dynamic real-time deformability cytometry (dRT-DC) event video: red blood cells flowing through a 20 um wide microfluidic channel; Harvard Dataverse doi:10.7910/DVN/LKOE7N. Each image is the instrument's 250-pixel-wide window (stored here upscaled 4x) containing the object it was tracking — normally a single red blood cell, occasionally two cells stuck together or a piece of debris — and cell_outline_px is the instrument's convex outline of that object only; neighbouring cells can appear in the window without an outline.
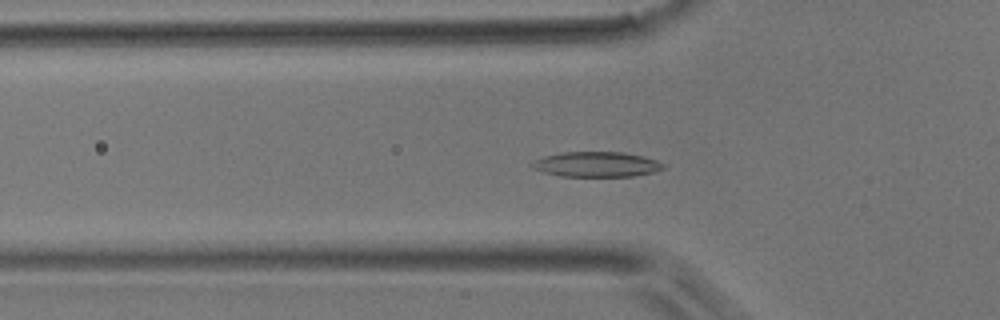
{"species": "common noctule bat (a hibernating species)", "species_latin": "Nyctalus noctula", "temperature_condition": "room temperature", "stored_images_in_passage": 48, "camera_frame_rate_fps": 3000, "um_per_image_px": 0.085, "animal": {"sex": "male", "body_mass_g": 17.9}, "frame": {"image": 1, "passage_image": 16, "time_ms": 5.0, "image_size_px": [1000, 320], "cell_outline_px": [[664, 168], [656, 172], [632, 176], [560, 176], [544, 172], [532, 168], [528, 164], [532, 160], [544, 156], [560, 152], [624, 152], [644, 156], [656, 160], [664, 164]], "centroid_in_image_um": [50.67, 13.96], "position_along_channel_um": 75.1, "area_um2": 19.42}}
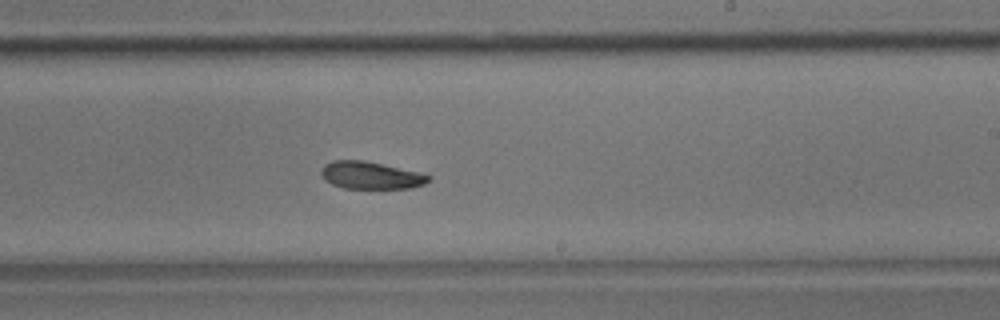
{"frame": {"image": 2, "passage_image": 29, "time_ms": 9.333, "image_size_px": [1000, 320], "cell_outline_px": [[432, 180], [424, 184], [412, 188], [344, 188], [332, 184], [324, 180], [320, 172], [320, 168], [324, 164], [332, 160], [364, 160], [420, 172], [432, 176]], "centroid_in_image_um": [31.52, 14.9], "position_along_channel_um": 257.5, "area_um2": 17.34}}
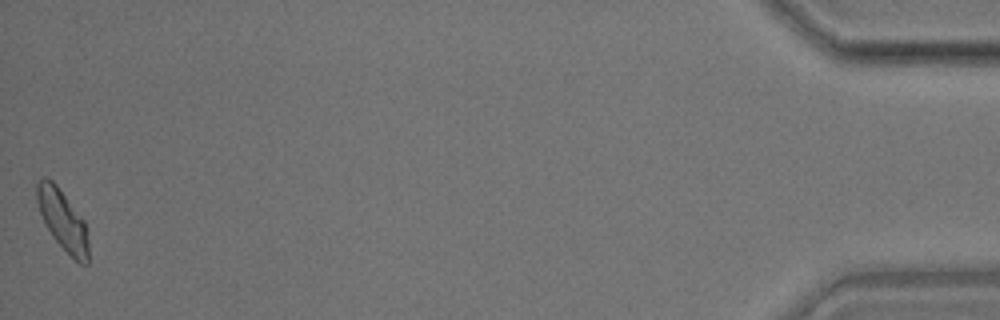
{"frame": {"image": 3, "passage_image": 48, "time_ms": 15.667, "image_size_px": [1000, 320], "cell_outline_px": [[88, 264], [80, 264], [52, 236], [40, 212], [36, 200], [36, 180], [44, 176], [52, 180], [56, 184], [84, 220], [88, 240]], "centroid_in_image_um": [5.31, 18.66], "position_along_channel_um": 429.9, "area_um2": 17.86}}